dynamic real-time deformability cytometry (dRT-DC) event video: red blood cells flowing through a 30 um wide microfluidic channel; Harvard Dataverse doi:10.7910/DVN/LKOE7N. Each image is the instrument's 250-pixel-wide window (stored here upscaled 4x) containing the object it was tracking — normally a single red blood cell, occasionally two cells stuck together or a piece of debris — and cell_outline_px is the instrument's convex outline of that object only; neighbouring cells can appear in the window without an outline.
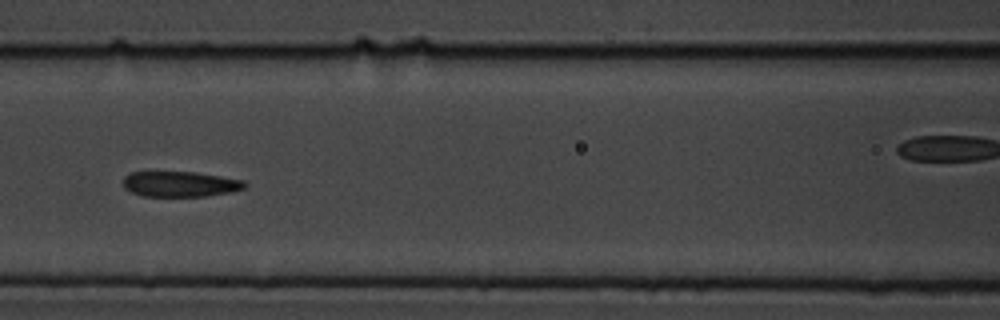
{"species": "common noctule bat (a hibernating species)", "species_latin": "Nyctalus noctula", "temperature_condition": "cold", "stored_images_in_passage": 10, "segment_of_instrument_passage": [1, 2], "camera_frame_rate_fps": 3000, "um_per_image_px": 0.085, "animal": {"sex": "male", "body_mass_g": 19.5, "forearm_length_mm": 54.6}, "frame": {"image": 1, "passage_image": 7, "time_ms": 2.0, "image_size_px": [1000, 320], "cell_outline_px": [[248, 184], [244, 188], [232, 192], [208, 196], [144, 196], [132, 192], [124, 188], [124, 176], [132, 172], [196, 172], [244, 180]], "centroid_in_image_um": [15.35, 15.64], "position_along_channel_um": 151.3, "area_um2": 18.03}}
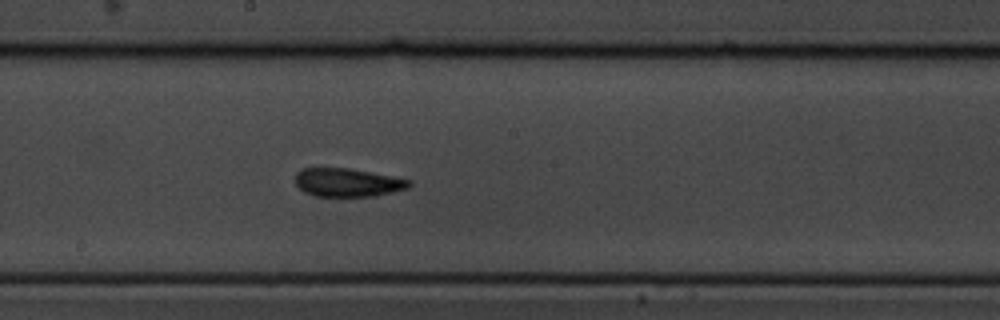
{"frame": {"image": 2, "passage_image": 9, "time_ms": 2.667, "image_size_px": [1000, 320], "cell_outline_px": [[412, 184], [408, 188], [376, 196], [316, 196], [304, 192], [296, 184], [296, 172], [300, 168], [348, 168], [412, 180]], "centroid_in_image_um": [29.54, 15.51], "position_along_channel_um": 218.7, "area_um2": 18.79}}